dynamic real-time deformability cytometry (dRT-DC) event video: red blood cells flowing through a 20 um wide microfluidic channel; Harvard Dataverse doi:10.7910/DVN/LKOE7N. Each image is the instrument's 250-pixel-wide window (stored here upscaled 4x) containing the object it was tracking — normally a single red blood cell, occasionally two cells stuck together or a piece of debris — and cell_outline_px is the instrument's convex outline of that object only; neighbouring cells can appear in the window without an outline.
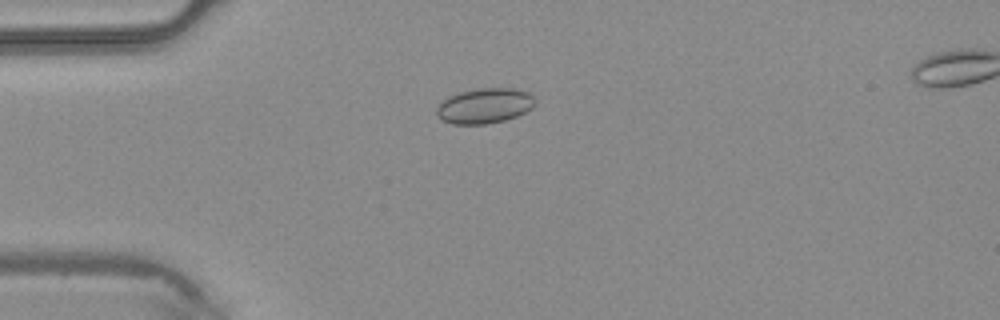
{"species": "common noctule bat (a hibernating species)", "species_latin": "Nyctalus noctula", "temperature_condition": "warm", "stored_images_in_passage": 4, "camera_frame_rate_fps": 3000, "um_per_image_px": 0.085, "animal": {"sex": "male", "body_mass_g": 20.4}, "frame": {"image": 1, "passage_image": 3, "time_ms": 0.667, "image_size_px": [1000, 320], "cell_outline_px": [[536, 104], [532, 108], [516, 116], [504, 120], [484, 124], [452, 124], [436, 116], [436, 108], [448, 96], [460, 92], [476, 88], [512, 88], [528, 92], [536, 100]], "centroid_in_image_um": [41.19, 8.98], "position_along_channel_um": 43.8, "area_um2": 20.17}}